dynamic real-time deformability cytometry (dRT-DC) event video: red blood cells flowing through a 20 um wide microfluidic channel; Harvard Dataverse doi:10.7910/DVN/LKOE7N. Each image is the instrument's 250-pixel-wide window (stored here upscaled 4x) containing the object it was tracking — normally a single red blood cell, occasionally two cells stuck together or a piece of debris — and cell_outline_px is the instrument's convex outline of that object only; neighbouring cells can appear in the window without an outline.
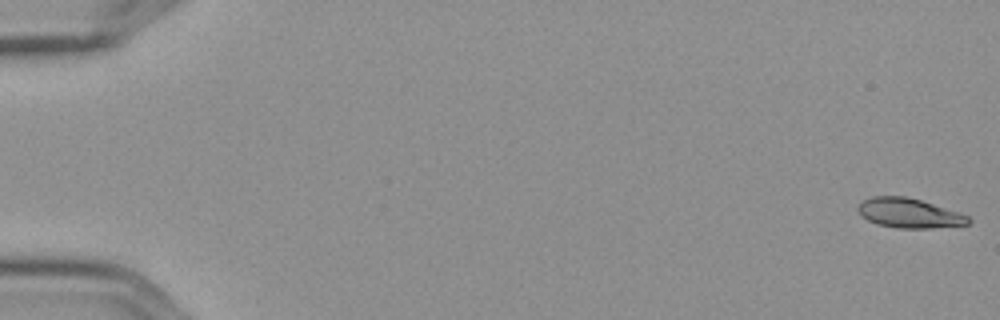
{"species": "Egyptian fruit bat (a non-hibernating species)", "species_latin": "Rousettus aegyptiacus", "temperature_condition": "cold", "stored_images_in_passage": 7, "camera_frame_rate_fps": 3000, "um_per_image_px": 0.085, "frame": {"image": 1, "passage_image": 1, "time_ms": 0.0, "image_size_px": [1000, 320], "cell_outline_px": [[972, 220], [968, 224], [932, 228], [896, 228], [876, 224], [868, 220], [856, 208], [864, 200], [872, 196], [904, 196], [920, 200], [968, 216]], "centroid_in_image_um": [77.25, 18.12], "position_along_channel_um": 7.7, "area_um2": 18.67}}
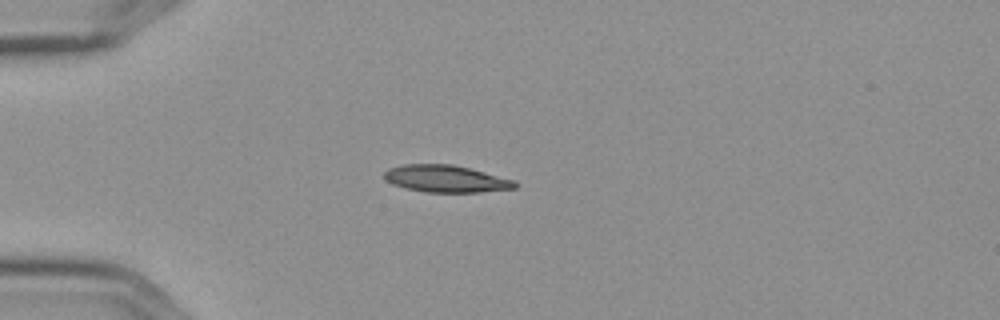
{"frame": {"image": 2, "passage_image": 5, "time_ms": 1.333, "image_size_px": [1000, 320], "cell_outline_px": [[516, 188], [476, 192], [424, 192], [392, 184], [384, 180], [384, 172], [388, 168], [404, 164], [452, 164], [516, 180]], "centroid_in_image_um": [37.87, 15.19], "position_along_channel_um": 47.1, "area_um2": 20.52}}
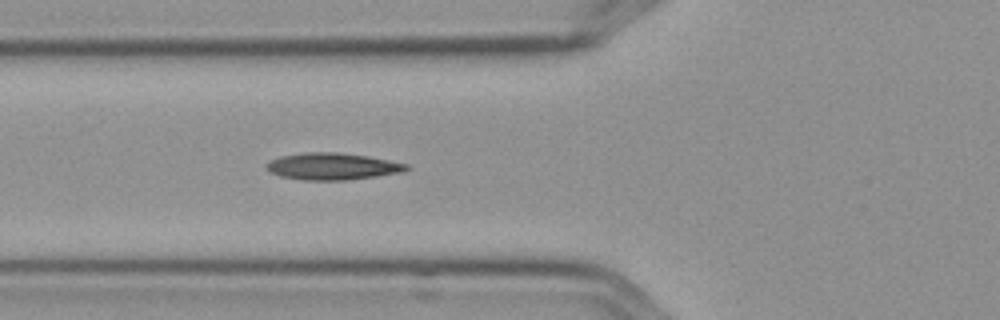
{"frame": {"image": 3, "passage_image": 7, "time_ms": 2.0, "image_size_px": [1000, 320], "cell_outline_px": [[412, 168], [400, 172], [376, 176], [344, 180], [304, 180], [280, 176], [264, 168], [272, 160], [280, 156], [304, 152], [336, 152], [368, 156], [408, 164]], "centroid_in_image_um": [28.26, 14.13], "position_along_channel_um": 97.5, "area_um2": 21.73}}